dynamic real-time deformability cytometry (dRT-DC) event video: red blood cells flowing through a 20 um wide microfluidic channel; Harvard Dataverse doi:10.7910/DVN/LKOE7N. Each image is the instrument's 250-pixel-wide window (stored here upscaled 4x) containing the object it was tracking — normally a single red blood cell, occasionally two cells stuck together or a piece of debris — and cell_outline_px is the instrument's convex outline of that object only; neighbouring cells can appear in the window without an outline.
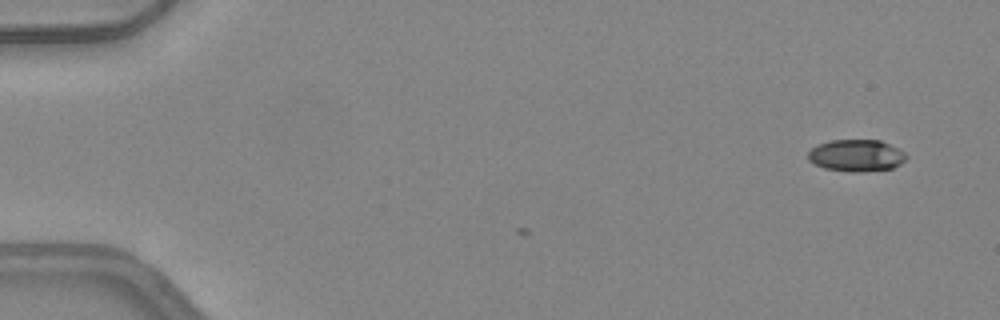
{"species": "common noctule bat (a hibernating species)", "species_latin": "Nyctalus noctula", "temperature_condition": "warm", "stored_images_in_passage": 4, "camera_frame_rate_fps": 3000, "um_per_image_px": 0.085, "animal": {"sex": "female", "body_mass_g": 24.6, "forearm_length_mm": 56.2}, "frame": {"image": 1, "passage_image": 4, "time_ms": 1.0, "image_size_px": [1000, 320], "cell_outline_px": [[908, 156], [900, 164], [892, 168], [860, 172], [852, 172], [824, 168], [808, 160], [808, 152], [816, 144], [832, 140], [880, 140], [904, 152]], "centroid_in_image_um": [72.77, 13.21], "position_along_channel_um": 12.2, "area_um2": 18.15}}